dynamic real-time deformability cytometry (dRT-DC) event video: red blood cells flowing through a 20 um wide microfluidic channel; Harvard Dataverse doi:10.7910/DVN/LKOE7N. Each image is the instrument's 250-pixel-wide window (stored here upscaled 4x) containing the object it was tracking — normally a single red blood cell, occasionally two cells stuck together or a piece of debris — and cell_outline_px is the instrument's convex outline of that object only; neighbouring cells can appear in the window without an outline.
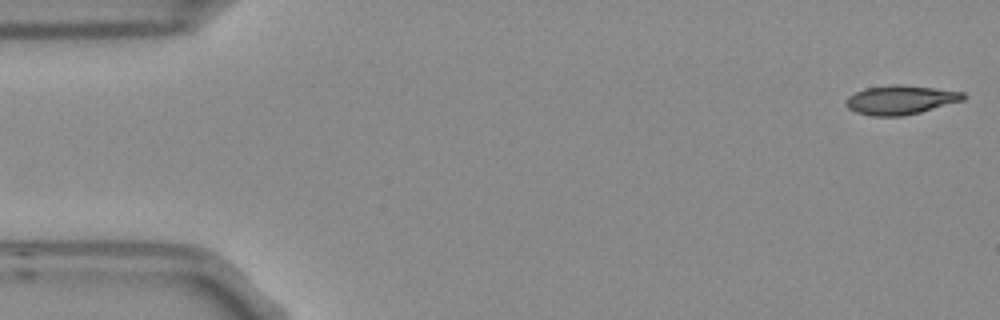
{"species": "Egyptian fruit bat (a non-hibernating species)", "species_latin": "Rousettus aegyptiacus", "temperature_condition": "room temperature", "stored_images_in_passage": 4, "camera_frame_rate_fps": 3000, "um_per_image_px": 0.085, "frame": {"image": 1, "passage_image": 1, "time_ms": 0.0, "image_size_px": [1000, 320], "cell_outline_px": [[964, 100], [920, 112], [904, 116], [872, 116], [856, 112], [848, 108], [844, 104], [844, 100], [848, 96], [864, 88], [892, 84], [904, 84], [964, 92]], "centroid_in_image_um": [76.5, 8.48], "position_along_channel_um": 8.5, "area_um2": 20.0}}
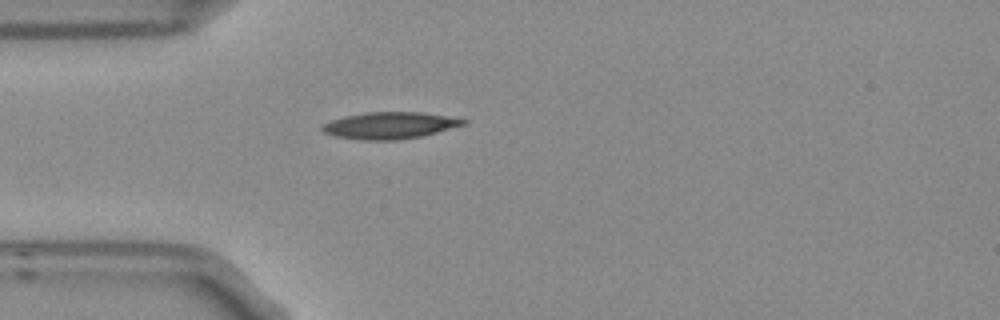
{"frame": {"image": 2, "passage_image": 4, "time_ms": 1.0, "image_size_px": [1000, 320], "cell_outline_px": [[468, 124], [420, 136], [396, 140], [360, 140], [336, 136], [324, 132], [320, 128], [324, 124], [332, 120], [344, 116], [364, 112], [424, 112], [468, 120]], "centroid_in_image_um": [33.14, 10.65], "position_along_channel_um": 51.9, "area_um2": 21.91}}